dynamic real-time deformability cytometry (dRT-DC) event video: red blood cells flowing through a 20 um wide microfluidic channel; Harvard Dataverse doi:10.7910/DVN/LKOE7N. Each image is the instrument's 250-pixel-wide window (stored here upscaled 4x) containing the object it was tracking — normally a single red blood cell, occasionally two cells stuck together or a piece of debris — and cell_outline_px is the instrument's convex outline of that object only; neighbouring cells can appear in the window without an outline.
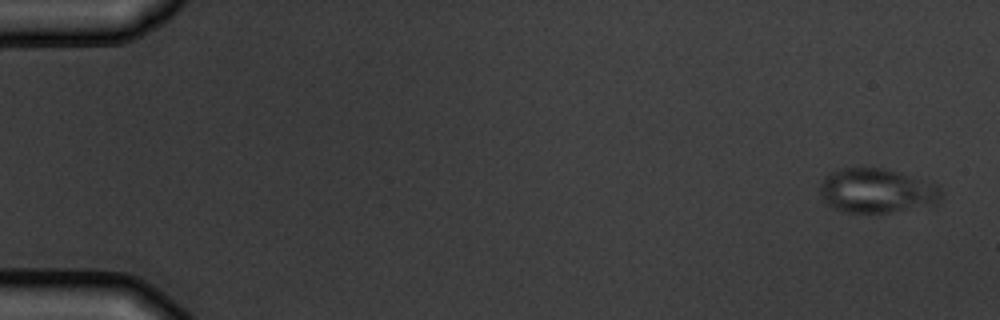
{"species": "common noctule bat (a hibernating species)", "species_latin": "Nyctalus noctula", "temperature_condition": "warm", "stored_images_in_passage": 5, "camera_frame_rate_fps": 3000, "um_per_image_px": 0.085, "animal": {"sex": "male", "body_mass_g": 19.5, "forearm_length_mm": 54.6}, "frame": {"image": 1, "passage_image": 1, "time_ms": 0.0, "image_size_px": [1000, 320], "cell_outline_px": [[944, 192], [936, 204], [888, 212], [840, 212], [832, 208], [824, 200], [820, 192], [820, 184], [824, 176], [840, 168], [884, 168], [936, 184]], "centroid_in_image_um": [74.5, 16.21], "position_along_channel_um": 10.5, "area_um2": 31.21}}